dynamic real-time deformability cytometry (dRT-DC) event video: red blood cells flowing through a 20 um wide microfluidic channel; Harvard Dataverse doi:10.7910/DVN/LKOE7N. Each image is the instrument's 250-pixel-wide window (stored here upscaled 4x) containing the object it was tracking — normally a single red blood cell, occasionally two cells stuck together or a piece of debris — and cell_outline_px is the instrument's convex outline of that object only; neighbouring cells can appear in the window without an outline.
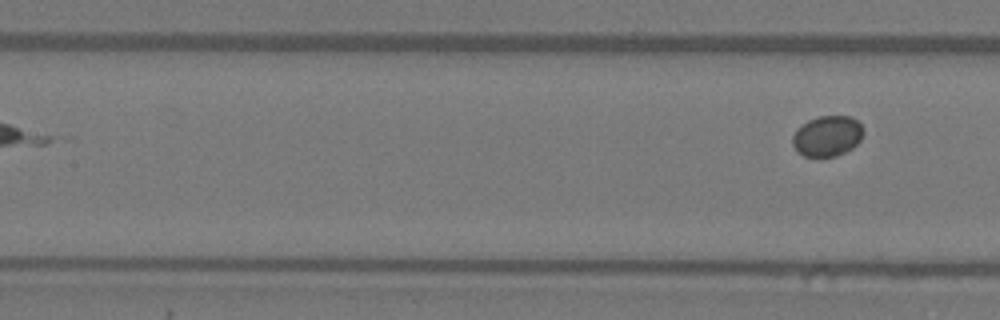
{"species": "Egyptian fruit bat (a non-hibernating species)", "species_latin": "Rousettus aegyptiacus", "temperature_condition": "warm", "stored_images_in_passage": 4, "segment_of_instrument_passage": [2, 2], "camera_frame_rate_fps": 3000, "um_per_image_px": 0.085, "animal": {"sex": "female"}, "frame": {"image": 1, "passage_image": 4, "time_ms": 3.667, "image_size_px": [1000, 320], "cell_outline_px": [[864, 132], [860, 140], [852, 148], [836, 156], [804, 156], [796, 152], [792, 144], [792, 136], [796, 128], [808, 120], [820, 116], [848, 116], [856, 120], [864, 128]], "centroid_in_image_um": [70.29, 11.56], "position_along_channel_um": 137.1, "area_um2": 16.82}}